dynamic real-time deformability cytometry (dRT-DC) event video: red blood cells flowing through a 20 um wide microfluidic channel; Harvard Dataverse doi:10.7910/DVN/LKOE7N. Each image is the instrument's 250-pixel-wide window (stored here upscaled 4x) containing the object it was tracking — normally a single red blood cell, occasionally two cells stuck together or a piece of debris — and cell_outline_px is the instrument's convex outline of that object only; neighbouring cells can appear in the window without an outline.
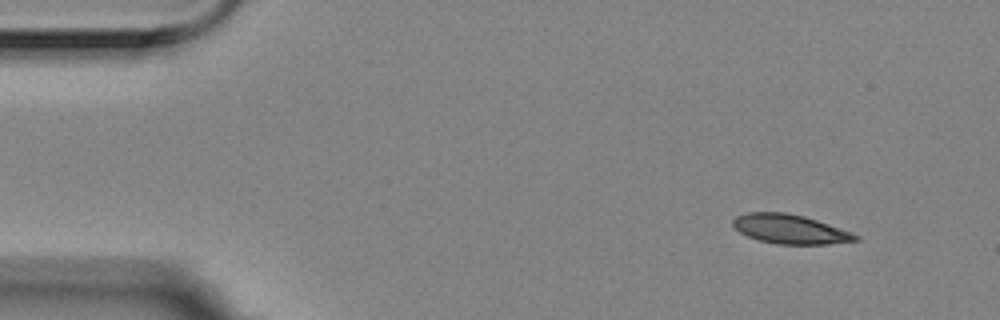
{"species": "Egyptian fruit bat (a non-hibernating species)", "species_latin": "Rousettus aegyptiacus", "temperature_condition": "room temperature", "stored_images_in_passage": 3, "camera_frame_rate_fps": 3000, "um_per_image_px": 0.085, "animal": {"sex": "female"}, "frame": {"image": 1, "passage_image": 1, "time_ms": 0.0, "image_size_px": [1000, 320], "cell_outline_px": [[860, 240], [828, 244], [776, 244], [760, 240], [748, 236], [740, 232], [732, 224], [732, 220], [736, 216], [748, 212], [784, 212], [804, 216], [852, 232], [860, 236]], "centroid_in_image_um": [67.17, 19.47], "position_along_channel_um": 17.8, "area_um2": 20.81}}